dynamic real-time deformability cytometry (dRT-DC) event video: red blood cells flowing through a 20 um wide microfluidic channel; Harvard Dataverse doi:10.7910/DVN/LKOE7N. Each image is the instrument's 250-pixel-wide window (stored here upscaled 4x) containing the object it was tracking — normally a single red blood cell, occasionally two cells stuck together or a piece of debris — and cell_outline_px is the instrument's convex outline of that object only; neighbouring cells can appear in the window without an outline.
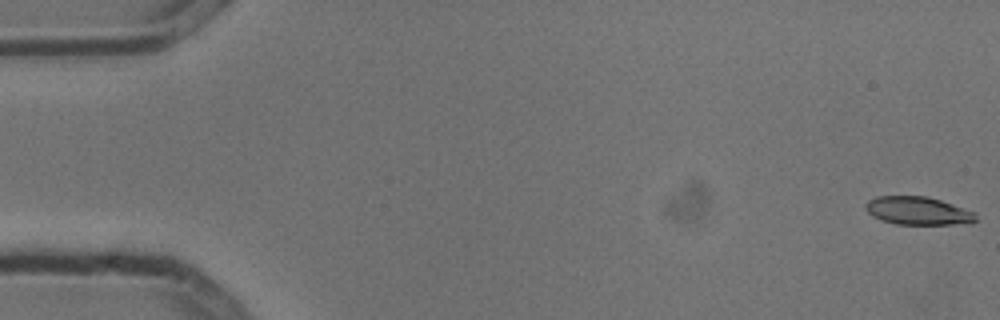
{"species": "common noctule bat (a hibernating species)", "species_latin": "Nyctalus noctula", "temperature_condition": "cold", "stored_images_in_passage": 5, "camera_frame_rate_fps": 3000, "um_per_image_px": 0.085, "animal": {"sex": "male", "body_mass_g": 13.3}, "frame": {"image": 1, "passage_image": 1, "time_ms": 0.0, "image_size_px": [1000, 320], "cell_outline_px": [[976, 220], [952, 224], [896, 224], [880, 220], [872, 216], [864, 208], [864, 204], [868, 200], [876, 196], [924, 196], [940, 200], [976, 212]], "centroid_in_image_um": [77.95, 17.91], "position_along_channel_um": 7.1, "area_um2": 17.92}}
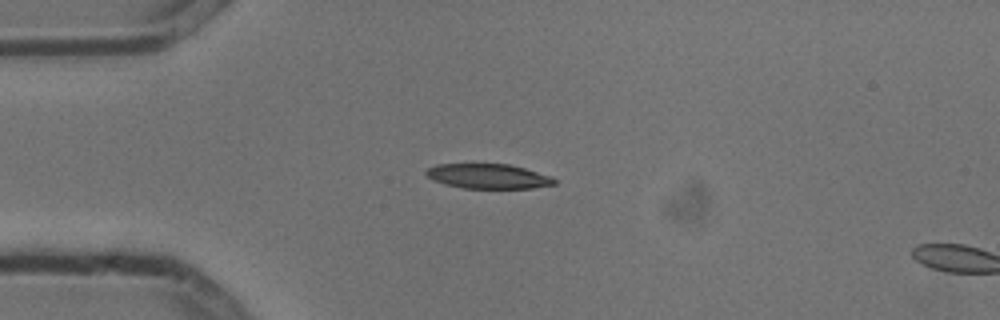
{"frame": {"image": 2, "passage_image": 4, "time_ms": 1.0, "image_size_px": [1000, 320], "cell_outline_px": [[556, 184], [532, 188], [464, 188], [444, 184], [432, 180], [424, 172], [428, 168], [436, 164], [508, 164], [524, 168], [552, 176], [556, 180]], "centroid_in_image_um": [41.49, 14.98], "position_along_channel_um": 43.5, "area_um2": 18.5}}